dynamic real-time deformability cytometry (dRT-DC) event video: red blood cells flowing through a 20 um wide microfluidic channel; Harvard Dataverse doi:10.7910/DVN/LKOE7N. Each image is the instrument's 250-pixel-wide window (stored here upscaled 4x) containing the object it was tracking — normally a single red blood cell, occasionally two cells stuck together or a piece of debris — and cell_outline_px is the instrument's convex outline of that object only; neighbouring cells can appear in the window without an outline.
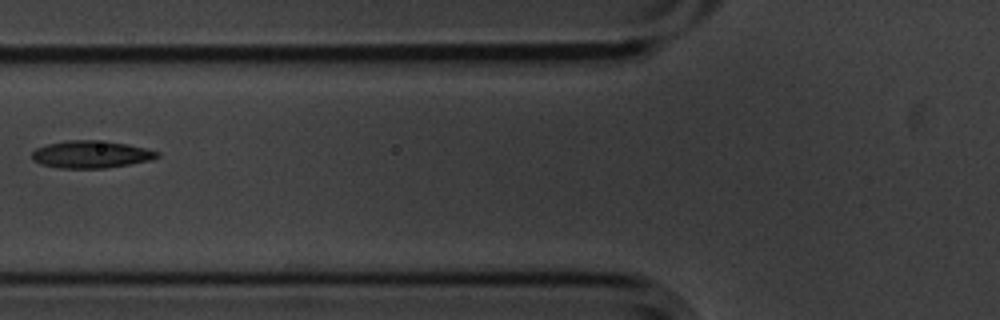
{"species": "common noctule bat (a hibernating species)", "species_latin": "Nyctalus noctula", "temperature_condition": "cold", "stored_images_in_passage": 3, "camera_frame_rate_fps": 3000, "um_per_image_px": 0.085, "animal": {"sex": "male", "body_mass_g": 20.1, "forearm_length_mm": 53.5}, "frame": {"image": 1, "passage_image": 3, "time_ms": 0.667, "image_size_px": [1000, 320], "cell_outline_px": [[160, 156], [152, 160], [104, 168], [60, 168], [40, 164], [32, 160], [32, 152], [36, 148], [48, 144], [68, 140], [92, 140], [128, 144], [160, 152]], "centroid_in_image_um": [7.73, 13.12], "position_along_channel_um": 118.1, "area_um2": 19.83}}